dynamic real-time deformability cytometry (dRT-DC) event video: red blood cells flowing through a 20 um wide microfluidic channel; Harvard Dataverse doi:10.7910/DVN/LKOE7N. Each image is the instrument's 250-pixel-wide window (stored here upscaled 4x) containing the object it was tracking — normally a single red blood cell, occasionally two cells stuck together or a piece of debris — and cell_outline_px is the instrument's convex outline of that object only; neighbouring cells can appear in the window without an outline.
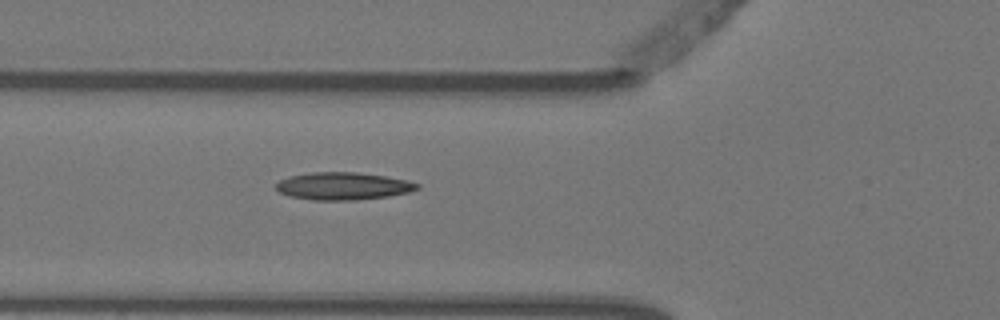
{"species": "Egyptian fruit bat (a non-hibernating species)", "species_latin": "Rousettus aegyptiacus", "temperature_condition": "warm", "stored_images_in_passage": 4, "camera_frame_rate_fps": 3000, "um_per_image_px": 0.085, "animal": {"sex": "female"}, "frame": {"image": 1, "passage_image": 4, "time_ms": 1.0, "image_size_px": [1000, 320], "cell_outline_px": [[420, 188], [408, 192], [388, 196], [356, 200], [312, 200], [288, 196], [280, 192], [276, 188], [276, 184], [280, 180], [292, 176], [312, 172], [356, 172], [384, 176], [404, 180], [420, 184]], "centroid_in_image_um": [29.15, 15.82], "position_along_channel_um": 96.7, "area_um2": 22.43}}